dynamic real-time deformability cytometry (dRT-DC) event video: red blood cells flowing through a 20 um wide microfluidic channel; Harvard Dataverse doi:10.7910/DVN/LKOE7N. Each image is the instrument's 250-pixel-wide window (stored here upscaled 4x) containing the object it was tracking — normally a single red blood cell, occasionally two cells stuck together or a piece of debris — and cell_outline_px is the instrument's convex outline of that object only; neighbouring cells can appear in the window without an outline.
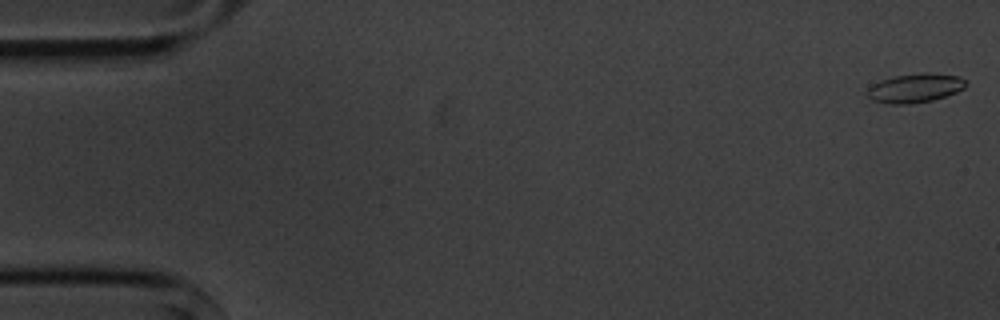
{"species": "common noctule bat (a hibernating species)", "species_latin": "Nyctalus noctula", "temperature_condition": "cold", "stored_images_in_passage": 3, "camera_frame_rate_fps": 3000, "um_per_image_px": 0.085, "animal": {"sex": "male", "body_mass_g": 20.1, "forearm_length_mm": 53.5}, "frame": {"image": 1, "passage_image": 1, "time_ms": 0.0, "image_size_px": [1000, 320], "cell_outline_px": [[968, 84], [964, 88], [956, 92], [932, 100], [908, 104], [888, 104], [872, 100], [864, 92], [872, 84], [880, 80], [892, 76], [924, 72], [928, 72], [960, 76], [968, 80]], "centroid_in_image_um": [77.78, 7.47], "position_along_channel_um": 7.2, "area_um2": 16.99}}